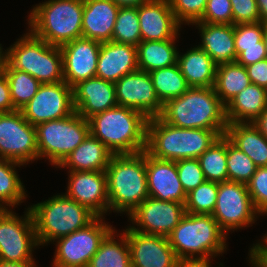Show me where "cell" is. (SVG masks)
Instances as JSON below:
<instances>
[{
  "instance_id": "obj_50",
  "label": "cell",
  "mask_w": 267,
  "mask_h": 267,
  "mask_svg": "<svg viewBox=\"0 0 267 267\" xmlns=\"http://www.w3.org/2000/svg\"><path fill=\"white\" fill-rule=\"evenodd\" d=\"M213 258L178 259L176 267H211Z\"/></svg>"
},
{
  "instance_id": "obj_47",
  "label": "cell",
  "mask_w": 267,
  "mask_h": 267,
  "mask_svg": "<svg viewBox=\"0 0 267 267\" xmlns=\"http://www.w3.org/2000/svg\"><path fill=\"white\" fill-rule=\"evenodd\" d=\"M251 83L267 89V59L245 66Z\"/></svg>"
},
{
  "instance_id": "obj_1",
  "label": "cell",
  "mask_w": 267,
  "mask_h": 267,
  "mask_svg": "<svg viewBox=\"0 0 267 267\" xmlns=\"http://www.w3.org/2000/svg\"><path fill=\"white\" fill-rule=\"evenodd\" d=\"M226 130L180 128L164 122L160 117L149 118L145 151L162 160L197 159Z\"/></svg>"
},
{
  "instance_id": "obj_7",
  "label": "cell",
  "mask_w": 267,
  "mask_h": 267,
  "mask_svg": "<svg viewBox=\"0 0 267 267\" xmlns=\"http://www.w3.org/2000/svg\"><path fill=\"white\" fill-rule=\"evenodd\" d=\"M29 208L39 246L82 229L97 217L86 206L60 193Z\"/></svg>"
},
{
  "instance_id": "obj_21",
  "label": "cell",
  "mask_w": 267,
  "mask_h": 267,
  "mask_svg": "<svg viewBox=\"0 0 267 267\" xmlns=\"http://www.w3.org/2000/svg\"><path fill=\"white\" fill-rule=\"evenodd\" d=\"M149 197L185 204L187 194L179 180L176 161L157 159L146 152Z\"/></svg>"
},
{
  "instance_id": "obj_23",
  "label": "cell",
  "mask_w": 267,
  "mask_h": 267,
  "mask_svg": "<svg viewBox=\"0 0 267 267\" xmlns=\"http://www.w3.org/2000/svg\"><path fill=\"white\" fill-rule=\"evenodd\" d=\"M136 70L137 46L114 41L101 43L95 77L115 83Z\"/></svg>"
},
{
  "instance_id": "obj_18",
  "label": "cell",
  "mask_w": 267,
  "mask_h": 267,
  "mask_svg": "<svg viewBox=\"0 0 267 267\" xmlns=\"http://www.w3.org/2000/svg\"><path fill=\"white\" fill-rule=\"evenodd\" d=\"M127 236L132 267H176L178 258L168 238L134 231L128 226Z\"/></svg>"
},
{
  "instance_id": "obj_28",
  "label": "cell",
  "mask_w": 267,
  "mask_h": 267,
  "mask_svg": "<svg viewBox=\"0 0 267 267\" xmlns=\"http://www.w3.org/2000/svg\"><path fill=\"white\" fill-rule=\"evenodd\" d=\"M181 54L178 53L177 63L189 87H214L217 65L212 58L197 46Z\"/></svg>"
},
{
  "instance_id": "obj_41",
  "label": "cell",
  "mask_w": 267,
  "mask_h": 267,
  "mask_svg": "<svg viewBox=\"0 0 267 267\" xmlns=\"http://www.w3.org/2000/svg\"><path fill=\"white\" fill-rule=\"evenodd\" d=\"M176 20L181 25L198 22L206 9L207 0H168Z\"/></svg>"
},
{
  "instance_id": "obj_54",
  "label": "cell",
  "mask_w": 267,
  "mask_h": 267,
  "mask_svg": "<svg viewBox=\"0 0 267 267\" xmlns=\"http://www.w3.org/2000/svg\"><path fill=\"white\" fill-rule=\"evenodd\" d=\"M35 262L1 261L0 267H36Z\"/></svg>"
},
{
  "instance_id": "obj_45",
  "label": "cell",
  "mask_w": 267,
  "mask_h": 267,
  "mask_svg": "<svg viewBox=\"0 0 267 267\" xmlns=\"http://www.w3.org/2000/svg\"><path fill=\"white\" fill-rule=\"evenodd\" d=\"M233 25L260 22L256 0H230Z\"/></svg>"
},
{
  "instance_id": "obj_19",
  "label": "cell",
  "mask_w": 267,
  "mask_h": 267,
  "mask_svg": "<svg viewBox=\"0 0 267 267\" xmlns=\"http://www.w3.org/2000/svg\"><path fill=\"white\" fill-rule=\"evenodd\" d=\"M100 47L101 42L83 37L60 46L64 81L70 87L95 77Z\"/></svg>"
},
{
  "instance_id": "obj_16",
  "label": "cell",
  "mask_w": 267,
  "mask_h": 267,
  "mask_svg": "<svg viewBox=\"0 0 267 267\" xmlns=\"http://www.w3.org/2000/svg\"><path fill=\"white\" fill-rule=\"evenodd\" d=\"M114 85L118 105L140 111L148 119L161 115L163 104L156 95L150 73L136 70Z\"/></svg>"
},
{
  "instance_id": "obj_53",
  "label": "cell",
  "mask_w": 267,
  "mask_h": 267,
  "mask_svg": "<svg viewBox=\"0 0 267 267\" xmlns=\"http://www.w3.org/2000/svg\"><path fill=\"white\" fill-rule=\"evenodd\" d=\"M260 22L267 24V0H256Z\"/></svg>"
},
{
  "instance_id": "obj_29",
  "label": "cell",
  "mask_w": 267,
  "mask_h": 267,
  "mask_svg": "<svg viewBox=\"0 0 267 267\" xmlns=\"http://www.w3.org/2000/svg\"><path fill=\"white\" fill-rule=\"evenodd\" d=\"M225 136L247 154L257 167H267V138L253 123H228Z\"/></svg>"
},
{
  "instance_id": "obj_15",
  "label": "cell",
  "mask_w": 267,
  "mask_h": 267,
  "mask_svg": "<svg viewBox=\"0 0 267 267\" xmlns=\"http://www.w3.org/2000/svg\"><path fill=\"white\" fill-rule=\"evenodd\" d=\"M186 214L183 203L145 199L129 216L128 227L141 233L167 237Z\"/></svg>"
},
{
  "instance_id": "obj_25",
  "label": "cell",
  "mask_w": 267,
  "mask_h": 267,
  "mask_svg": "<svg viewBox=\"0 0 267 267\" xmlns=\"http://www.w3.org/2000/svg\"><path fill=\"white\" fill-rule=\"evenodd\" d=\"M190 25H195L201 33V44L196 46L203 49L217 66L236 62L233 24L195 22Z\"/></svg>"
},
{
  "instance_id": "obj_37",
  "label": "cell",
  "mask_w": 267,
  "mask_h": 267,
  "mask_svg": "<svg viewBox=\"0 0 267 267\" xmlns=\"http://www.w3.org/2000/svg\"><path fill=\"white\" fill-rule=\"evenodd\" d=\"M112 41L138 46L141 42L137 7H120L116 16Z\"/></svg>"
},
{
  "instance_id": "obj_2",
  "label": "cell",
  "mask_w": 267,
  "mask_h": 267,
  "mask_svg": "<svg viewBox=\"0 0 267 267\" xmlns=\"http://www.w3.org/2000/svg\"><path fill=\"white\" fill-rule=\"evenodd\" d=\"M90 134L113 154H133L146 149L148 118L140 111L116 105L88 119Z\"/></svg>"
},
{
  "instance_id": "obj_9",
  "label": "cell",
  "mask_w": 267,
  "mask_h": 267,
  "mask_svg": "<svg viewBox=\"0 0 267 267\" xmlns=\"http://www.w3.org/2000/svg\"><path fill=\"white\" fill-rule=\"evenodd\" d=\"M35 127L39 159H48L55 168L90 134L88 120L76 111L68 117L42 122Z\"/></svg>"
},
{
  "instance_id": "obj_13",
  "label": "cell",
  "mask_w": 267,
  "mask_h": 267,
  "mask_svg": "<svg viewBox=\"0 0 267 267\" xmlns=\"http://www.w3.org/2000/svg\"><path fill=\"white\" fill-rule=\"evenodd\" d=\"M0 158L23 165L39 159L36 127L20 110L0 113Z\"/></svg>"
},
{
  "instance_id": "obj_24",
  "label": "cell",
  "mask_w": 267,
  "mask_h": 267,
  "mask_svg": "<svg viewBox=\"0 0 267 267\" xmlns=\"http://www.w3.org/2000/svg\"><path fill=\"white\" fill-rule=\"evenodd\" d=\"M119 8L111 0H84L82 37L101 43L112 41Z\"/></svg>"
},
{
  "instance_id": "obj_34",
  "label": "cell",
  "mask_w": 267,
  "mask_h": 267,
  "mask_svg": "<svg viewBox=\"0 0 267 267\" xmlns=\"http://www.w3.org/2000/svg\"><path fill=\"white\" fill-rule=\"evenodd\" d=\"M149 73L153 81L156 95L162 104L181 96L190 88L185 77L181 73L178 63L169 67L153 70Z\"/></svg>"
},
{
  "instance_id": "obj_48",
  "label": "cell",
  "mask_w": 267,
  "mask_h": 267,
  "mask_svg": "<svg viewBox=\"0 0 267 267\" xmlns=\"http://www.w3.org/2000/svg\"><path fill=\"white\" fill-rule=\"evenodd\" d=\"M264 59H266L265 47L241 48V54L237 57L236 62L247 66Z\"/></svg>"
},
{
  "instance_id": "obj_12",
  "label": "cell",
  "mask_w": 267,
  "mask_h": 267,
  "mask_svg": "<svg viewBox=\"0 0 267 267\" xmlns=\"http://www.w3.org/2000/svg\"><path fill=\"white\" fill-rule=\"evenodd\" d=\"M258 214L246 184L229 180L218 183L212 216L226 235L230 231L252 226L259 218Z\"/></svg>"
},
{
  "instance_id": "obj_46",
  "label": "cell",
  "mask_w": 267,
  "mask_h": 267,
  "mask_svg": "<svg viewBox=\"0 0 267 267\" xmlns=\"http://www.w3.org/2000/svg\"><path fill=\"white\" fill-rule=\"evenodd\" d=\"M249 264L251 267H264L267 264V234L261 241L253 244L249 250Z\"/></svg>"
},
{
  "instance_id": "obj_49",
  "label": "cell",
  "mask_w": 267,
  "mask_h": 267,
  "mask_svg": "<svg viewBox=\"0 0 267 267\" xmlns=\"http://www.w3.org/2000/svg\"><path fill=\"white\" fill-rule=\"evenodd\" d=\"M16 110L13 107L11 93L6 75L0 77V113Z\"/></svg>"
},
{
  "instance_id": "obj_26",
  "label": "cell",
  "mask_w": 267,
  "mask_h": 267,
  "mask_svg": "<svg viewBox=\"0 0 267 267\" xmlns=\"http://www.w3.org/2000/svg\"><path fill=\"white\" fill-rule=\"evenodd\" d=\"M113 153L91 134L56 168L69 171H105Z\"/></svg>"
},
{
  "instance_id": "obj_27",
  "label": "cell",
  "mask_w": 267,
  "mask_h": 267,
  "mask_svg": "<svg viewBox=\"0 0 267 267\" xmlns=\"http://www.w3.org/2000/svg\"><path fill=\"white\" fill-rule=\"evenodd\" d=\"M267 107V89L251 83L225 106L228 123H252Z\"/></svg>"
},
{
  "instance_id": "obj_44",
  "label": "cell",
  "mask_w": 267,
  "mask_h": 267,
  "mask_svg": "<svg viewBox=\"0 0 267 267\" xmlns=\"http://www.w3.org/2000/svg\"><path fill=\"white\" fill-rule=\"evenodd\" d=\"M198 22L233 24L230 0H207L205 12Z\"/></svg>"
},
{
  "instance_id": "obj_11",
  "label": "cell",
  "mask_w": 267,
  "mask_h": 267,
  "mask_svg": "<svg viewBox=\"0 0 267 267\" xmlns=\"http://www.w3.org/2000/svg\"><path fill=\"white\" fill-rule=\"evenodd\" d=\"M24 216L12 209L0 215V260L35 262L34 249L39 247L32 212L28 207Z\"/></svg>"
},
{
  "instance_id": "obj_32",
  "label": "cell",
  "mask_w": 267,
  "mask_h": 267,
  "mask_svg": "<svg viewBox=\"0 0 267 267\" xmlns=\"http://www.w3.org/2000/svg\"><path fill=\"white\" fill-rule=\"evenodd\" d=\"M250 84L251 80L245 66L237 62L217 66L214 89L225 106Z\"/></svg>"
},
{
  "instance_id": "obj_30",
  "label": "cell",
  "mask_w": 267,
  "mask_h": 267,
  "mask_svg": "<svg viewBox=\"0 0 267 267\" xmlns=\"http://www.w3.org/2000/svg\"><path fill=\"white\" fill-rule=\"evenodd\" d=\"M176 43L177 39L141 41L137 46L138 70L149 73L177 64L180 51Z\"/></svg>"
},
{
  "instance_id": "obj_56",
  "label": "cell",
  "mask_w": 267,
  "mask_h": 267,
  "mask_svg": "<svg viewBox=\"0 0 267 267\" xmlns=\"http://www.w3.org/2000/svg\"><path fill=\"white\" fill-rule=\"evenodd\" d=\"M263 40L265 43L266 59H267V24H265Z\"/></svg>"
},
{
  "instance_id": "obj_22",
  "label": "cell",
  "mask_w": 267,
  "mask_h": 267,
  "mask_svg": "<svg viewBox=\"0 0 267 267\" xmlns=\"http://www.w3.org/2000/svg\"><path fill=\"white\" fill-rule=\"evenodd\" d=\"M72 88L75 111L86 120L118 105L113 82L93 77Z\"/></svg>"
},
{
  "instance_id": "obj_33",
  "label": "cell",
  "mask_w": 267,
  "mask_h": 267,
  "mask_svg": "<svg viewBox=\"0 0 267 267\" xmlns=\"http://www.w3.org/2000/svg\"><path fill=\"white\" fill-rule=\"evenodd\" d=\"M20 166L24 165L0 158V202L7 209L16 208L27 199V191L15 168Z\"/></svg>"
},
{
  "instance_id": "obj_14",
  "label": "cell",
  "mask_w": 267,
  "mask_h": 267,
  "mask_svg": "<svg viewBox=\"0 0 267 267\" xmlns=\"http://www.w3.org/2000/svg\"><path fill=\"white\" fill-rule=\"evenodd\" d=\"M20 111L24 118L34 126L68 117L75 112L73 88L65 81L41 84L37 93Z\"/></svg>"
},
{
  "instance_id": "obj_38",
  "label": "cell",
  "mask_w": 267,
  "mask_h": 267,
  "mask_svg": "<svg viewBox=\"0 0 267 267\" xmlns=\"http://www.w3.org/2000/svg\"><path fill=\"white\" fill-rule=\"evenodd\" d=\"M218 183L205 181L187 193L184 204L186 213L211 214L216 205Z\"/></svg>"
},
{
  "instance_id": "obj_20",
  "label": "cell",
  "mask_w": 267,
  "mask_h": 267,
  "mask_svg": "<svg viewBox=\"0 0 267 267\" xmlns=\"http://www.w3.org/2000/svg\"><path fill=\"white\" fill-rule=\"evenodd\" d=\"M137 13L141 41L179 38L182 27L176 20L168 0H149L137 7Z\"/></svg>"
},
{
  "instance_id": "obj_31",
  "label": "cell",
  "mask_w": 267,
  "mask_h": 267,
  "mask_svg": "<svg viewBox=\"0 0 267 267\" xmlns=\"http://www.w3.org/2000/svg\"><path fill=\"white\" fill-rule=\"evenodd\" d=\"M116 233L114 228L105 237L87 267H132L127 236Z\"/></svg>"
},
{
  "instance_id": "obj_36",
  "label": "cell",
  "mask_w": 267,
  "mask_h": 267,
  "mask_svg": "<svg viewBox=\"0 0 267 267\" xmlns=\"http://www.w3.org/2000/svg\"><path fill=\"white\" fill-rule=\"evenodd\" d=\"M5 75L10 88L13 107L20 110L37 93L41 83L26 72L13 69L7 64Z\"/></svg>"
},
{
  "instance_id": "obj_17",
  "label": "cell",
  "mask_w": 267,
  "mask_h": 267,
  "mask_svg": "<svg viewBox=\"0 0 267 267\" xmlns=\"http://www.w3.org/2000/svg\"><path fill=\"white\" fill-rule=\"evenodd\" d=\"M70 173V174H69ZM67 192L64 194L86 206L97 217L109 212L107 175L105 171H68Z\"/></svg>"
},
{
  "instance_id": "obj_10",
  "label": "cell",
  "mask_w": 267,
  "mask_h": 267,
  "mask_svg": "<svg viewBox=\"0 0 267 267\" xmlns=\"http://www.w3.org/2000/svg\"><path fill=\"white\" fill-rule=\"evenodd\" d=\"M105 217H96L86 227L58 238L51 266L87 267L101 242L115 228L105 223Z\"/></svg>"
},
{
  "instance_id": "obj_40",
  "label": "cell",
  "mask_w": 267,
  "mask_h": 267,
  "mask_svg": "<svg viewBox=\"0 0 267 267\" xmlns=\"http://www.w3.org/2000/svg\"><path fill=\"white\" fill-rule=\"evenodd\" d=\"M264 28L262 22L234 25L236 59L241 54V48L265 47Z\"/></svg>"
},
{
  "instance_id": "obj_55",
  "label": "cell",
  "mask_w": 267,
  "mask_h": 267,
  "mask_svg": "<svg viewBox=\"0 0 267 267\" xmlns=\"http://www.w3.org/2000/svg\"><path fill=\"white\" fill-rule=\"evenodd\" d=\"M0 44V77L5 75L6 67L8 64V51L2 50L3 47Z\"/></svg>"
},
{
  "instance_id": "obj_5",
  "label": "cell",
  "mask_w": 267,
  "mask_h": 267,
  "mask_svg": "<svg viewBox=\"0 0 267 267\" xmlns=\"http://www.w3.org/2000/svg\"><path fill=\"white\" fill-rule=\"evenodd\" d=\"M32 9L28 30L48 44L60 47L82 37L84 0H48Z\"/></svg>"
},
{
  "instance_id": "obj_4",
  "label": "cell",
  "mask_w": 267,
  "mask_h": 267,
  "mask_svg": "<svg viewBox=\"0 0 267 267\" xmlns=\"http://www.w3.org/2000/svg\"><path fill=\"white\" fill-rule=\"evenodd\" d=\"M164 122L180 128L226 130L225 105L214 87H190L181 96L163 104L159 116Z\"/></svg>"
},
{
  "instance_id": "obj_57",
  "label": "cell",
  "mask_w": 267,
  "mask_h": 267,
  "mask_svg": "<svg viewBox=\"0 0 267 267\" xmlns=\"http://www.w3.org/2000/svg\"><path fill=\"white\" fill-rule=\"evenodd\" d=\"M7 208L0 202V215L6 210Z\"/></svg>"
},
{
  "instance_id": "obj_42",
  "label": "cell",
  "mask_w": 267,
  "mask_h": 267,
  "mask_svg": "<svg viewBox=\"0 0 267 267\" xmlns=\"http://www.w3.org/2000/svg\"><path fill=\"white\" fill-rule=\"evenodd\" d=\"M246 186L256 211L267 215V167H258Z\"/></svg>"
},
{
  "instance_id": "obj_51",
  "label": "cell",
  "mask_w": 267,
  "mask_h": 267,
  "mask_svg": "<svg viewBox=\"0 0 267 267\" xmlns=\"http://www.w3.org/2000/svg\"><path fill=\"white\" fill-rule=\"evenodd\" d=\"M252 123L267 138V107Z\"/></svg>"
},
{
  "instance_id": "obj_8",
  "label": "cell",
  "mask_w": 267,
  "mask_h": 267,
  "mask_svg": "<svg viewBox=\"0 0 267 267\" xmlns=\"http://www.w3.org/2000/svg\"><path fill=\"white\" fill-rule=\"evenodd\" d=\"M8 64L28 73L41 84L64 81L63 57L59 46L36 37L29 30L8 49Z\"/></svg>"
},
{
  "instance_id": "obj_6",
  "label": "cell",
  "mask_w": 267,
  "mask_h": 267,
  "mask_svg": "<svg viewBox=\"0 0 267 267\" xmlns=\"http://www.w3.org/2000/svg\"><path fill=\"white\" fill-rule=\"evenodd\" d=\"M227 237L211 214L190 213L167 236L178 259L215 258L228 248Z\"/></svg>"
},
{
  "instance_id": "obj_3",
  "label": "cell",
  "mask_w": 267,
  "mask_h": 267,
  "mask_svg": "<svg viewBox=\"0 0 267 267\" xmlns=\"http://www.w3.org/2000/svg\"><path fill=\"white\" fill-rule=\"evenodd\" d=\"M109 212L130 215L149 197L146 151L113 154L106 170Z\"/></svg>"
},
{
  "instance_id": "obj_39",
  "label": "cell",
  "mask_w": 267,
  "mask_h": 267,
  "mask_svg": "<svg viewBox=\"0 0 267 267\" xmlns=\"http://www.w3.org/2000/svg\"><path fill=\"white\" fill-rule=\"evenodd\" d=\"M227 171L228 180L247 184L257 170L252 159L234 146L227 138Z\"/></svg>"
},
{
  "instance_id": "obj_35",
  "label": "cell",
  "mask_w": 267,
  "mask_h": 267,
  "mask_svg": "<svg viewBox=\"0 0 267 267\" xmlns=\"http://www.w3.org/2000/svg\"><path fill=\"white\" fill-rule=\"evenodd\" d=\"M206 181L222 183L228 181L227 137L220 136L198 158Z\"/></svg>"
},
{
  "instance_id": "obj_52",
  "label": "cell",
  "mask_w": 267,
  "mask_h": 267,
  "mask_svg": "<svg viewBox=\"0 0 267 267\" xmlns=\"http://www.w3.org/2000/svg\"><path fill=\"white\" fill-rule=\"evenodd\" d=\"M119 7H138L149 0H111Z\"/></svg>"
},
{
  "instance_id": "obj_43",
  "label": "cell",
  "mask_w": 267,
  "mask_h": 267,
  "mask_svg": "<svg viewBox=\"0 0 267 267\" xmlns=\"http://www.w3.org/2000/svg\"><path fill=\"white\" fill-rule=\"evenodd\" d=\"M177 172L185 193L206 181L198 159H181L176 161Z\"/></svg>"
}]
</instances>
